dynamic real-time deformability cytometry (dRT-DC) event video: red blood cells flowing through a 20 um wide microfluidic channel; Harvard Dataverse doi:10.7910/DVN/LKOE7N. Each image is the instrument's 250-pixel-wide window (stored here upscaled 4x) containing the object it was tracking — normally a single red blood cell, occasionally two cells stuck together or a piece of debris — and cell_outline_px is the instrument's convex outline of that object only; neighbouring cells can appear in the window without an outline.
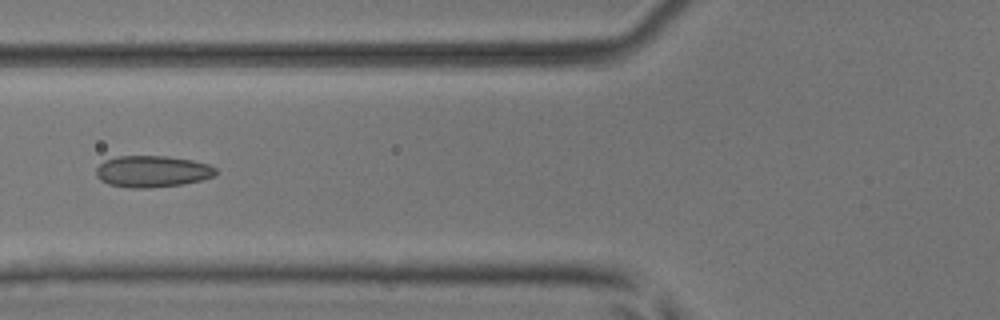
{"species": "common noctule bat (a hibernating species)", "species_latin": "Nyctalus noctula", "temperature_condition": "room temperature", "stored_images_in_passage": 7, "camera_frame_rate_fps": 3000, "um_per_image_px": 0.085, "animal": {"sex": "male", "body_mass_g": 17.9, "forearm_length_mm": 54.2}, "frame": {"image": 1, "passage_image": 6, "time_ms": 1.667, "image_size_px": [1000, 320], "cell_outline_px": [[216, 172], [212, 176], [200, 180], [184, 184], [148, 188], [128, 188], [108, 184], [100, 180], [96, 176], [96, 168], [104, 160], [116, 156], [168, 156], [192, 160], [208, 164], [216, 168]], "centroid_in_image_um": [12.9, 14.57], "position_along_channel_um": 112.9, "area_um2": 22.08}}
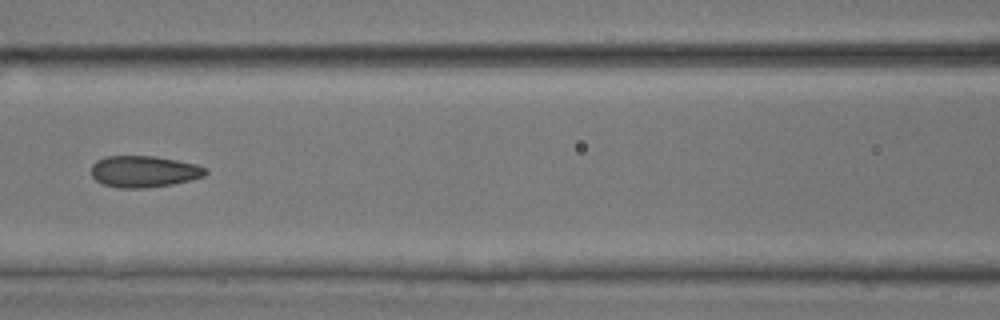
{"frame": {"image": 2, "passage_image": 7, "time_ms": 2.0, "image_size_px": [1000, 320], "cell_outline_px": [[208, 172], [204, 176], [172, 184], [144, 188], [120, 188], [104, 184], [96, 180], [92, 176], [92, 164], [96, 160], [104, 156], [156, 156], [196, 164], [208, 168]], "centroid_in_image_um": [12.23, 14.57], "position_along_channel_um": 154.4, "area_um2": 20.98}}